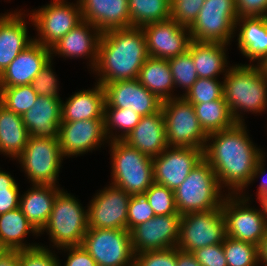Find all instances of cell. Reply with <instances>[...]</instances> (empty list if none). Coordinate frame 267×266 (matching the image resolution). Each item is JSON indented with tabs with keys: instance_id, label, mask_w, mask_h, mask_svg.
Masks as SVG:
<instances>
[{
	"instance_id": "55",
	"label": "cell",
	"mask_w": 267,
	"mask_h": 266,
	"mask_svg": "<svg viewBox=\"0 0 267 266\" xmlns=\"http://www.w3.org/2000/svg\"><path fill=\"white\" fill-rule=\"evenodd\" d=\"M264 206V209H265V213H266V216H267V195L264 196L261 200H260Z\"/></svg>"
},
{
	"instance_id": "37",
	"label": "cell",
	"mask_w": 267,
	"mask_h": 266,
	"mask_svg": "<svg viewBox=\"0 0 267 266\" xmlns=\"http://www.w3.org/2000/svg\"><path fill=\"white\" fill-rule=\"evenodd\" d=\"M222 245L227 266H260L257 245L228 236Z\"/></svg>"
},
{
	"instance_id": "28",
	"label": "cell",
	"mask_w": 267,
	"mask_h": 266,
	"mask_svg": "<svg viewBox=\"0 0 267 266\" xmlns=\"http://www.w3.org/2000/svg\"><path fill=\"white\" fill-rule=\"evenodd\" d=\"M230 47L229 44L192 40L188 49L191 51L198 78L223 79L233 65L228 58Z\"/></svg>"
},
{
	"instance_id": "33",
	"label": "cell",
	"mask_w": 267,
	"mask_h": 266,
	"mask_svg": "<svg viewBox=\"0 0 267 266\" xmlns=\"http://www.w3.org/2000/svg\"><path fill=\"white\" fill-rule=\"evenodd\" d=\"M193 107L207 135L229 129L236 124L223 97L211 102L193 104Z\"/></svg>"
},
{
	"instance_id": "57",
	"label": "cell",
	"mask_w": 267,
	"mask_h": 266,
	"mask_svg": "<svg viewBox=\"0 0 267 266\" xmlns=\"http://www.w3.org/2000/svg\"><path fill=\"white\" fill-rule=\"evenodd\" d=\"M1 1H2V0H1ZM4 2H8V3H10V2H11V0H6V1L4 0Z\"/></svg>"
},
{
	"instance_id": "46",
	"label": "cell",
	"mask_w": 267,
	"mask_h": 266,
	"mask_svg": "<svg viewBox=\"0 0 267 266\" xmlns=\"http://www.w3.org/2000/svg\"><path fill=\"white\" fill-rule=\"evenodd\" d=\"M155 216L148 200L144 195H131L128 205L127 230Z\"/></svg>"
},
{
	"instance_id": "47",
	"label": "cell",
	"mask_w": 267,
	"mask_h": 266,
	"mask_svg": "<svg viewBox=\"0 0 267 266\" xmlns=\"http://www.w3.org/2000/svg\"><path fill=\"white\" fill-rule=\"evenodd\" d=\"M60 250V251H59ZM57 254L64 257L66 261L62 262L60 256L59 257V266H96L97 263L91 257V255L85 250V248L81 246H68L59 248L56 250ZM63 263V264H62Z\"/></svg>"
},
{
	"instance_id": "49",
	"label": "cell",
	"mask_w": 267,
	"mask_h": 266,
	"mask_svg": "<svg viewBox=\"0 0 267 266\" xmlns=\"http://www.w3.org/2000/svg\"><path fill=\"white\" fill-rule=\"evenodd\" d=\"M192 254L201 266H227L222 243L196 249Z\"/></svg>"
},
{
	"instance_id": "53",
	"label": "cell",
	"mask_w": 267,
	"mask_h": 266,
	"mask_svg": "<svg viewBox=\"0 0 267 266\" xmlns=\"http://www.w3.org/2000/svg\"><path fill=\"white\" fill-rule=\"evenodd\" d=\"M259 251V264L260 266H267V230L264 238L258 246Z\"/></svg>"
},
{
	"instance_id": "29",
	"label": "cell",
	"mask_w": 267,
	"mask_h": 266,
	"mask_svg": "<svg viewBox=\"0 0 267 266\" xmlns=\"http://www.w3.org/2000/svg\"><path fill=\"white\" fill-rule=\"evenodd\" d=\"M62 188L56 185L30 184L26 191H22L19 208L38 233L47 224L53 203Z\"/></svg>"
},
{
	"instance_id": "30",
	"label": "cell",
	"mask_w": 267,
	"mask_h": 266,
	"mask_svg": "<svg viewBox=\"0 0 267 266\" xmlns=\"http://www.w3.org/2000/svg\"><path fill=\"white\" fill-rule=\"evenodd\" d=\"M29 236L37 239L39 233L28 222L19 207L0 215V242L9 251H20L40 245V241L36 242L35 239L26 240Z\"/></svg>"
},
{
	"instance_id": "40",
	"label": "cell",
	"mask_w": 267,
	"mask_h": 266,
	"mask_svg": "<svg viewBox=\"0 0 267 266\" xmlns=\"http://www.w3.org/2000/svg\"><path fill=\"white\" fill-rule=\"evenodd\" d=\"M143 195L148 200L155 215L179 214L174 191L166 186L154 182Z\"/></svg>"
},
{
	"instance_id": "9",
	"label": "cell",
	"mask_w": 267,
	"mask_h": 266,
	"mask_svg": "<svg viewBox=\"0 0 267 266\" xmlns=\"http://www.w3.org/2000/svg\"><path fill=\"white\" fill-rule=\"evenodd\" d=\"M34 8L26 9L33 21L34 41L48 48L83 20L78 0H50Z\"/></svg>"
},
{
	"instance_id": "44",
	"label": "cell",
	"mask_w": 267,
	"mask_h": 266,
	"mask_svg": "<svg viewBox=\"0 0 267 266\" xmlns=\"http://www.w3.org/2000/svg\"><path fill=\"white\" fill-rule=\"evenodd\" d=\"M205 0H171L170 19L189 27L197 18Z\"/></svg>"
},
{
	"instance_id": "7",
	"label": "cell",
	"mask_w": 267,
	"mask_h": 266,
	"mask_svg": "<svg viewBox=\"0 0 267 266\" xmlns=\"http://www.w3.org/2000/svg\"><path fill=\"white\" fill-rule=\"evenodd\" d=\"M15 160L27 183L62 186L59 174L65 159L58 138L30 136L24 151Z\"/></svg>"
},
{
	"instance_id": "2",
	"label": "cell",
	"mask_w": 267,
	"mask_h": 266,
	"mask_svg": "<svg viewBox=\"0 0 267 266\" xmlns=\"http://www.w3.org/2000/svg\"><path fill=\"white\" fill-rule=\"evenodd\" d=\"M148 57L142 28L111 29L101 33L97 64L90 74L103 86L118 80L138 79Z\"/></svg>"
},
{
	"instance_id": "8",
	"label": "cell",
	"mask_w": 267,
	"mask_h": 266,
	"mask_svg": "<svg viewBox=\"0 0 267 266\" xmlns=\"http://www.w3.org/2000/svg\"><path fill=\"white\" fill-rule=\"evenodd\" d=\"M253 202L259 206L256 207ZM221 210L225 220L226 236L260 245L267 230V216L260 200H248L241 194H227Z\"/></svg>"
},
{
	"instance_id": "11",
	"label": "cell",
	"mask_w": 267,
	"mask_h": 266,
	"mask_svg": "<svg viewBox=\"0 0 267 266\" xmlns=\"http://www.w3.org/2000/svg\"><path fill=\"white\" fill-rule=\"evenodd\" d=\"M161 109L169 147L205 149L208 135L197 119L193 104L178 96L163 101Z\"/></svg>"
},
{
	"instance_id": "23",
	"label": "cell",
	"mask_w": 267,
	"mask_h": 266,
	"mask_svg": "<svg viewBox=\"0 0 267 266\" xmlns=\"http://www.w3.org/2000/svg\"><path fill=\"white\" fill-rule=\"evenodd\" d=\"M234 41L238 54L249 64L263 65L267 60V16L239 18Z\"/></svg>"
},
{
	"instance_id": "32",
	"label": "cell",
	"mask_w": 267,
	"mask_h": 266,
	"mask_svg": "<svg viewBox=\"0 0 267 266\" xmlns=\"http://www.w3.org/2000/svg\"><path fill=\"white\" fill-rule=\"evenodd\" d=\"M138 80L162 102L175 98V85L166 59L148 57L140 69Z\"/></svg>"
},
{
	"instance_id": "45",
	"label": "cell",
	"mask_w": 267,
	"mask_h": 266,
	"mask_svg": "<svg viewBox=\"0 0 267 266\" xmlns=\"http://www.w3.org/2000/svg\"><path fill=\"white\" fill-rule=\"evenodd\" d=\"M134 266H177V247L138 253Z\"/></svg>"
},
{
	"instance_id": "27",
	"label": "cell",
	"mask_w": 267,
	"mask_h": 266,
	"mask_svg": "<svg viewBox=\"0 0 267 266\" xmlns=\"http://www.w3.org/2000/svg\"><path fill=\"white\" fill-rule=\"evenodd\" d=\"M30 136L58 138L62 122V98L38 96L35 104L22 115Z\"/></svg>"
},
{
	"instance_id": "15",
	"label": "cell",
	"mask_w": 267,
	"mask_h": 266,
	"mask_svg": "<svg viewBox=\"0 0 267 266\" xmlns=\"http://www.w3.org/2000/svg\"><path fill=\"white\" fill-rule=\"evenodd\" d=\"M58 140L65 160L102 150L109 143L104 119L61 122Z\"/></svg>"
},
{
	"instance_id": "14",
	"label": "cell",
	"mask_w": 267,
	"mask_h": 266,
	"mask_svg": "<svg viewBox=\"0 0 267 266\" xmlns=\"http://www.w3.org/2000/svg\"><path fill=\"white\" fill-rule=\"evenodd\" d=\"M96 192L86 202L88 203V229L127 230L128 205L131 195L110 183L105 184Z\"/></svg>"
},
{
	"instance_id": "50",
	"label": "cell",
	"mask_w": 267,
	"mask_h": 266,
	"mask_svg": "<svg viewBox=\"0 0 267 266\" xmlns=\"http://www.w3.org/2000/svg\"><path fill=\"white\" fill-rule=\"evenodd\" d=\"M238 17L267 16V0H236Z\"/></svg>"
},
{
	"instance_id": "34",
	"label": "cell",
	"mask_w": 267,
	"mask_h": 266,
	"mask_svg": "<svg viewBox=\"0 0 267 266\" xmlns=\"http://www.w3.org/2000/svg\"><path fill=\"white\" fill-rule=\"evenodd\" d=\"M130 27L142 28L170 19L171 0H128Z\"/></svg>"
},
{
	"instance_id": "51",
	"label": "cell",
	"mask_w": 267,
	"mask_h": 266,
	"mask_svg": "<svg viewBox=\"0 0 267 266\" xmlns=\"http://www.w3.org/2000/svg\"><path fill=\"white\" fill-rule=\"evenodd\" d=\"M177 266H201L192 253L177 248Z\"/></svg>"
},
{
	"instance_id": "54",
	"label": "cell",
	"mask_w": 267,
	"mask_h": 266,
	"mask_svg": "<svg viewBox=\"0 0 267 266\" xmlns=\"http://www.w3.org/2000/svg\"><path fill=\"white\" fill-rule=\"evenodd\" d=\"M9 250L0 242V258H2Z\"/></svg>"
},
{
	"instance_id": "10",
	"label": "cell",
	"mask_w": 267,
	"mask_h": 266,
	"mask_svg": "<svg viewBox=\"0 0 267 266\" xmlns=\"http://www.w3.org/2000/svg\"><path fill=\"white\" fill-rule=\"evenodd\" d=\"M238 19L236 0H205L197 18L188 27L191 39L232 45Z\"/></svg>"
},
{
	"instance_id": "24",
	"label": "cell",
	"mask_w": 267,
	"mask_h": 266,
	"mask_svg": "<svg viewBox=\"0 0 267 266\" xmlns=\"http://www.w3.org/2000/svg\"><path fill=\"white\" fill-rule=\"evenodd\" d=\"M82 19L101 32L130 27L128 0H78Z\"/></svg>"
},
{
	"instance_id": "21",
	"label": "cell",
	"mask_w": 267,
	"mask_h": 266,
	"mask_svg": "<svg viewBox=\"0 0 267 266\" xmlns=\"http://www.w3.org/2000/svg\"><path fill=\"white\" fill-rule=\"evenodd\" d=\"M104 108H126L140 116H148L161 109L160 101L138 79L118 80L104 85Z\"/></svg>"
},
{
	"instance_id": "5",
	"label": "cell",
	"mask_w": 267,
	"mask_h": 266,
	"mask_svg": "<svg viewBox=\"0 0 267 266\" xmlns=\"http://www.w3.org/2000/svg\"><path fill=\"white\" fill-rule=\"evenodd\" d=\"M110 176L108 183L130 195H143L154 183L153 160L123 140L109 141Z\"/></svg>"
},
{
	"instance_id": "1",
	"label": "cell",
	"mask_w": 267,
	"mask_h": 266,
	"mask_svg": "<svg viewBox=\"0 0 267 266\" xmlns=\"http://www.w3.org/2000/svg\"><path fill=\"white\" fill-rule=\"evenodd\" d=\"M247 127L246 123H236L207 138L204 159L227 194H241L250 185L257 162L266 152L264 147L253 142Z\"/></svg>"
},
{
	"instance_id": "36",
	"label": "cell",
	"mask_w": 267,
	"mask_h": 266,
	"mask_svg": "<svg viewBox=\"0 0 267 266\" xmlns=\"http://www.w3.org/2000/svg\"><path fill=\"white\" fill-rule=\"evenodd\" d=\"M168 64L175 85V97H183L198 79L191 51L187 49L179 56L168 59Z\"/></svg>"
},
{
	"instance_id": "13",
	"label": "cell",
	"mask_w": 267,
	"mask_h": 266,
	"mask_svg": "<svg viewBox=\"0 0 267 266\" xmlns=\"http://www.w3.org/2000/svg\"><path fill=\"white\" fill-rule=\"evenodd\" d=\"M82 246L98 265L134 266L130 231L125 229H88Z\"/></svg>"
},
{
	"instance_id": "22",
	"label": "cell",
	"mask_w": 267,
	"mask_h": 266,
	"mask_svg": "<svg viewBox=\"0 0 267 266\" xmlns=\"http://www.w3.org/2000/svg\"><path fill=\"white\" fill-rule=\"evenodd\" d=\"M51 59V49L33 41L0 74V87L30 85Z\"/></svg>"
},
{
	"instance_id": "3",
	"label": "cell",
	"mask_w": 267,
	"mask_h": 266,
	"mask_svg": "<svg viewBox=\"0 0 267 266\" xmlns=\"http://www.w3.org/2000/svg\"><path fill=\"white\" fill-rule=\"evenodd\" d=\"M235 63L223 78V98L234 121L245 124L247 114L267 112V73L262 65Z\"/></svg>"
},
{
	"instance_id": "31",
	"label": "cell",
	"mask_w": 267,
	"mask_h": 266,
	"mask_svg": "<svg viewBox=\"0 0 267 266\" xmlns=\"http://www.w3.org/2000/svg\"><path fill=\"white\" fill-rule=\"evenodd\" d=\"M29 133L22 115L16 114L0 103V155L15 159L24 151Z\"/></svg>"
},
{
	"instance_id": "12",
	"label": "cell",
	"mask_w": 267,
	"mask_h": 266,
	"mask_svg": "<svg viewBox=\"0 0 267 266\" xmlns=\"http://www.w3.org/2000/svg\"><path fill=\"white\" fill-rule=\"evenodd\" d=\"M226 237L225 220L220 209L181 215L177 248L192 253L196 249L220 244Z\"/></svg>"
},
{
	"instance_id": "43",
	"label": "cell",
	"mask_w": 267,
	"mask_h": 266,
	"mask_svg": "<svg viewBox=\"0 0 267 266\" xmlns=\"http://www.w3.org/2000/svg\"><path fill=\"white\" fill-rule=\"evenodd\" d=\"M59 255L55 249L38 245L20 250L19 266H59Z\"/></svg>"
},
{
	"instance_id": "39",
	"label": "cell",
	"mask_w": 267,
	"mask_h": 266,
	"mask_svg": "<svg viewBox=\"0 0 267 266\" xmlns=\"http://www.w3.org/2000/svg\"><path fill=\"white\" fill-rule=\"evenodd\" d=\"M191 104H200L223 97V79L198 78L183 96Z\"/></svg>"
},
{
	"instance_id": "35",
	"label": "cell",
	"mask_w": 267,
	"mask_h": 266,
	"mask_svg": "<svg viewBox=\"0 0 267 266\" xmlns=\"http://www.w3.org/2000/svg\"><path fill=\"white\" fill-rule=\"evenodd\" d=\"M141 116L126 108H104L105 133L109 141L123 140L139 123Z\"/></svg>"
},
{
	"instance_id": "6",
	"label": "cell",
	"mask_w": 267,
	"mask_h": 266,
	"mask_svg": "<svg viewBox=\"0 0 267 266\" xmlns=\"http://www.w3.org/2000/svg\"><path fill=\"white\" fill-rule=\"evenodd\" d=\"M180 215L220 209L227 193L220 187L210 164L203 158L174 191Z\"/></svg>"
},
{
	"instance_id": "16",
	"label": "cell",
	"mask_w": 267,
	"mask_h": 266,
	"mask_svg": "<svg viewBox=\"0 0 267 266\" xmlns=\"http://www.w3.org/2000/svg\"><path fill=\"white\" fill-rule=\"evenodd\" d=\"M203 158L200 148L168 146L152 158L154 182L175 191Z\"/></svg>"
},
{
	"instance_id": "56",
	"label": "cell",
	"mask_w": 267,
	"mask_h": 266,
	"mask_svg": "<svg viewBox=\"0 0 267 266\" xmlns=\"http://www.w3.org/2000/svg\"><path fill=\"white\" fill-rule=\"evenodd\" d=\"M262 67L264 68L265 72L267 73V60H266L265 63L262 65Z\"/></svg>"
},
{
	"instance_id": "19",
	"label": "cell",
	"mask_w": 267,
	"mask_h": 266,
	"mask_svg": "<svg viewBox=\"0 0 267 266\" xmlns=\"http://www.w3.org/2000/svg\"><path fill=\"white\" fill-rule=\"evenodd\" d=\"M101 31L90 22L82 20L68 34L61 38L51 49V58L63 60H83L91 73L98 60V45Z\"/></svg>"
},
{
	"instance_id": "52",
	"label": "cell",
	"mask_w": 267,
	"mask_h": 266,
	"mask_svg": "<svg viewBox=\"0 0 267 266\" xmlns=\"http://www.w3.org/2000/svg\"><path fill=\"white\" fill-rule=\"evenodd\" d=\"M20 251H9L0 258V266H19Z\"/></svg>"
},
{
	"instance_id": "25",
	"label": "cell",
	"mask_w": 267,
	"mask_h": 266,
	"mask_svg": "<svg viewBox=\"0 0 267 266\" xmlns=\"http://www.w3.org/2000/svg\"><path fill=\"white\" fill-rule=\"evenodd\" d=\"M104 106V86L94 82L88 89L75 90L65 101L62 98V122L104 119Z\"/></svg>"
},
{
	"instance_id": "18",
	"label": "cell",
	"mask_w": 267,
	"mask_h": 266,
	"mask_svg": "<svg viewBox=\"0 0 267 266\" xmlns=\"http://www.w3.org/2000/svg\"><path fill=\"white\" fill-rule=\"evenodd\" d=\"M6 11L0 13V74L34 41L28 30L33 27L28 11L18 7Z\"/></svg>"
},
{
	"instance_id": "48",
	"label": "cell",
	"mask_w": 267,
	"mask_h": 266,
	"mask_svg": "<svg viewBox=\"0 0 267 266\" xmlns=\"http://www.w3.org/2000/svg\"><path fill=\"white\" fill-rule=\"evenodd\" d=\"M267 152H265L258 160L257 165L255 167V171L253 173V177L251 180L250 185L241 193V195L248 200H261L264 196L267 195V171H266V161H267ZM258 179H261L259 181V185L257 186L255 198L254 194L249 193L251 192V186H253V183L258 182ZM256 181V182H255ZM250 187V188H249ZM250 189V190H248ZM253 197V198H252Z\"/></svg>"
},
{
	"instance_id": "26",
	"label": "cell",
	"mask_w": 267,
	"mask_h": 266,
	"mask_svg": "<svg viewBox=\"0 0 267 266\" xmlns=\"http://www.w3.org/2000/svg\"><path fill=\"white\" fill-rule=\"evenodd\" d=\"M123 141L151 158L161 154L168 147L162 109L152 115L141 116L138 125Z\"/></svg>"
},
{
	"instance_id": "20",
	"label": "cell",
	"mask_w": 267,
	"mask_h": 266,
	"mask_svg": "<svg viewBox=\"0 0 267 266\" xmlns=\"http://www.w3.org/2000/svg\"><path fill=\"white\" fill-rule=\"evenodd\" d=\"M149 57L170 59L184 53L192 41L190 30L172 19L142 27Z\"/></svg>"
},
{
	"instance_id": "4",
	"label": "cell",
	"mask_w": 267,
	"mask_h": 266,
	"mask_svg": "<svg viewBox=\"0 0 267 266\" xmlns=\"http://www.w3.org/2000/svg\"><path fill=\"white\" fill-rule=\"evenodd\" d=\"M88 230L87 204L83 205L81 200L67 189L58 192L53 203L49 220L39 236L47 234L48 245H40L59 249L68 246H81L83 238Z\"/></svg>"
},
{
	"instance_id": "17",
	"label": "cell",
	"mask_w": 267,
	"mask_h": 266,
	"mask_svg": "<svg viewBox=\"0 0 267 266\" xmlns=\"http://www.w3.org/2000/svg\"><path fill=\"white\" fill-rule=\"evenodd\" d=\"M180 214L155 215L130 230L134 255L177 247L179 239Z\"/></svg>"
},
{
	"instance_id": "42",
	"label": "cell",
	"mask_w": 267,
	"mask_h": 266,
	"mask_svg": "<svg viewBox=\"0 0 267 266\" xmlns=\"http://www.w3.org/2000/svg\"><path fill=\"white\" fill-rule=\"evenodd\" d=\"M9 171L0 165V215L17 209L20 203L21 187Z\"/></svg>"
},
{
	"instance_id": "41",
	"label": "cell",
	"mask_w": 267,
	"mask_h": 266,
	"mask_svg": "<svg viewBox=\"0 0 267 266\" xmlns=\"http://www.w3.org/2000/svg\"><path fill=\"white\" fill-rule=\"evenodd\" d=\"M53 62L54 60L51 58L30 84L38 96L62 98L59 93L62 86H60V78L56 74Z\"/></svg>"
},
{
	"instance_id": "38",
	"label": "cell",
	"mask_w": 267,
	"mask_h": 266,
	"mask_svg": "<svg viewBox=\"0 0 267 266\" xmlns=\"http://www.w3.org/2000/svg\"><path fill=\"white\" fill-rule=\"evenodd\" d=\"M37 97L31 85L0 87V103L19 115L32 108Z\"/></svg>"
}]
</instances>
